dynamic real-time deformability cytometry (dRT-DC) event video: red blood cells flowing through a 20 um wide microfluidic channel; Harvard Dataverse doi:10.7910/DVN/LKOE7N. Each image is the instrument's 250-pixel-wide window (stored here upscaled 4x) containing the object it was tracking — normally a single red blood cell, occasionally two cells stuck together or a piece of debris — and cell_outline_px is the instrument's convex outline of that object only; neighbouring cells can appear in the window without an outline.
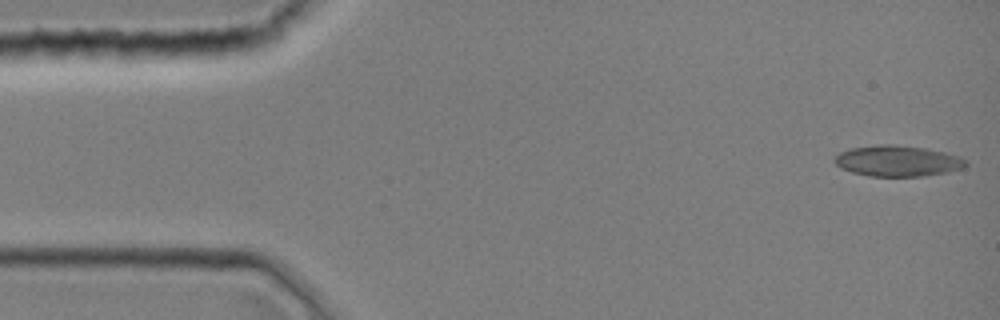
{"species": "common noctule bat (a hibernating species)", "species_latin": "Nyctalus noctula", "temperature_condition": "room temperature", "stored_images_in_passage": 43, "camera_frame_rate_fps": 3000, "um_per_image_px": 0.085, "animal": {"sex": "female", "body_mass_g": 19.0, "forearm_length_mm": 51.5}, "frame": {"image": 1, "passage_image": 1, "time_ms": 0.0, "image_size_px": [1000, 320], "cell_outline_px": [[968, 164], [964, 168], [948, 172], [924, 176], [868, 176], [852, 172], [840, 168], [832, 160], [840, 152], [848, 148], [876, 144], [888, 144], [924, 148], [944, 152], [960, 156], [968, 160]], "centroid_in_image_um": [76.3, 13.68], "position_along_channel_um": 8.7, "area_um2": 23.87}}
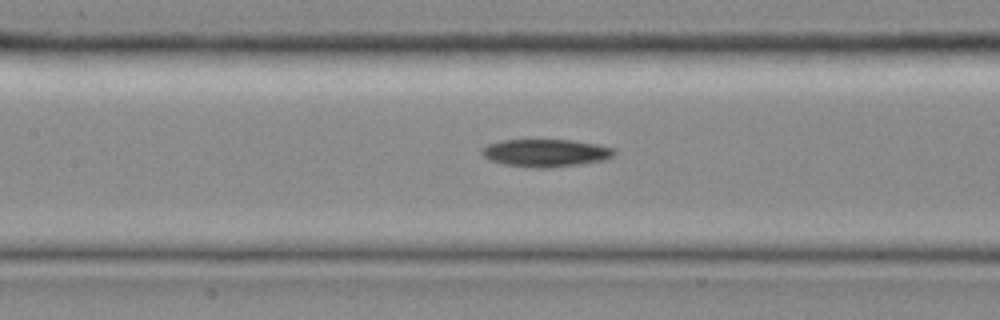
{"frame": {"image": 2, "passage_image": 19, "time_ms": 6.0, "image_size_px": [1000, 320], "cell_outline_px": [[616, 152], [612, 156], [604, 160], [580, 164], [548, 168], [536, 168], [504, 164], [488, 160], [480, 152], [480, 148], [488, 144], [500, 140], [572, 140], [596, 144], [616, 148]], "centroid_in_image_um": [46.36, 12.99], "position_along_channel_um": 161.0, "area_um2": 21.44}}
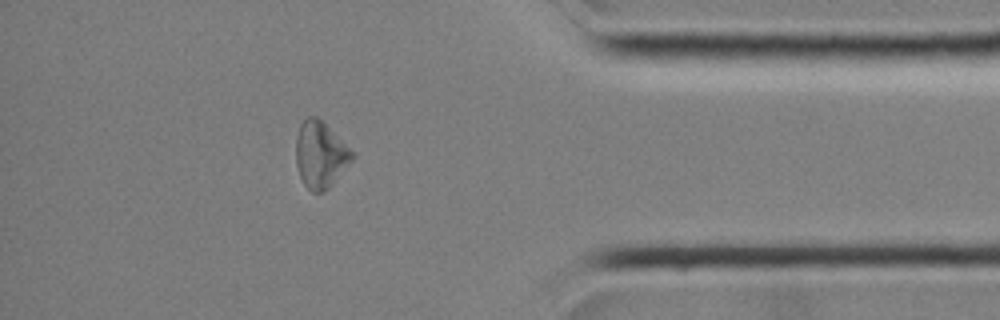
{"frame": {"image": 3, "passage_image": 37, "time_ms": 12.0, "image_size_px": [1000, 320], "cell_outline_px": [[356, 156], [332, 184], [324, 192], [312, 192], [304, 184], [300, 176], [296, 164], [296, 136], [300, 124], [308, 116], [316, 116]], "centroid_in_image_um": [27.2, 13.18], "position_along_channel_um": 408.0, "area_um2": 21.27}}